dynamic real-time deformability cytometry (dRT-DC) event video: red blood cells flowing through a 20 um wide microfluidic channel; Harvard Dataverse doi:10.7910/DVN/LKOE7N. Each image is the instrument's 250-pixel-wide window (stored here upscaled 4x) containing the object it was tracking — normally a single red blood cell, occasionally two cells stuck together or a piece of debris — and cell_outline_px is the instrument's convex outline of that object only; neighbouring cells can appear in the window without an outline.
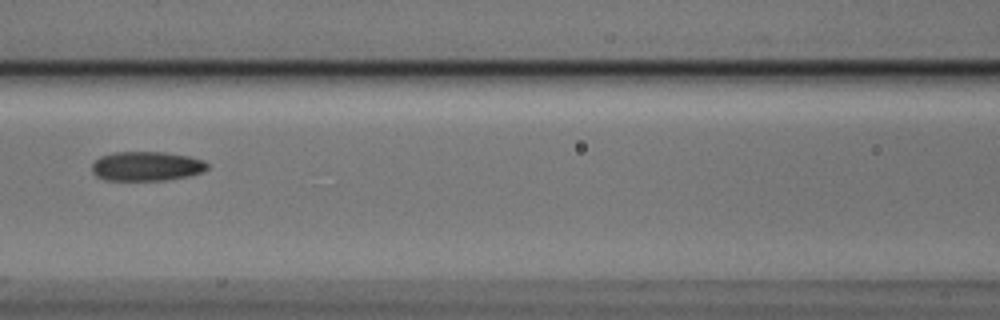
{"species": "Egyptian fruit bat (a non-hibernating species)", "species_latin": "Rousettus aegyptiacus", "temperature_condition": "cold", "stored_images_in_passage": 4, "camera_frame_rate_fps": 3000, "um_per_image_px": 0.085, "animal": {"sex": "male"}, "frame": {"image": 1, "passage_image": 4, "time_ms": 1.0, "image_size_px": [1000, 320], "cell_outline_px": [[208, 168], [200, 172], [188, 176], [168, 180], [104, 180], [96, 176], [92, 172], [92, 164], [100, 156], [112, 152], [164, 152], [188, 156], [204, 160], [208, 164]], "centroid_in_image_um": [12.43, 14.12], "position_along_channel_um": 154.2, "area_um2": 19.83}}